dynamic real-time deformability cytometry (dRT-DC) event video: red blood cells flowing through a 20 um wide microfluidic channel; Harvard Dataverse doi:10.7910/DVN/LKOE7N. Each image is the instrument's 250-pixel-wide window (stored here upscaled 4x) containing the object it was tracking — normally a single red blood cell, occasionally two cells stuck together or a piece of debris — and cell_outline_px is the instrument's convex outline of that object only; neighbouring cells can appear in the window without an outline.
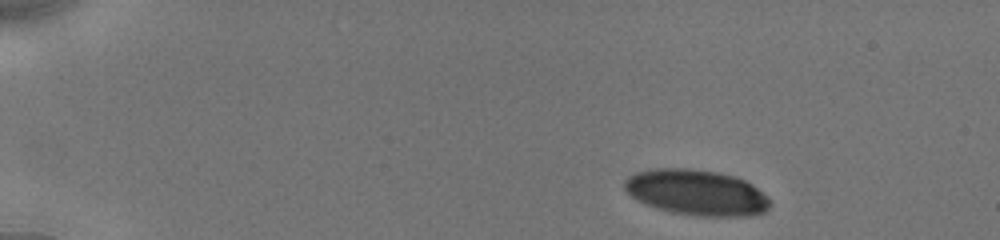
{"species": "human", "species_latin": "Homo sapiens", "temperature_condition": "cold", "stored_images_in_passage": 49, "camera_frame_rate_fps": 3000, "um_per_image_px": 0.085, "donor": {"sex": "male"}, "frame": {"image": 1, "passage_image": 1, "time_ms": 0.0, "image_size_px": [1000, 240], "cell_outline_px": [[768, 208], [764, 212], [748, 216], [696, 216], [672, 212], [656, 208], [644, 204], [636, 200], [624, 188], [624, 180], [628, 176], [636, 172], [652, 168], [688, 168], [716, 172], [736, 176], [752, 184], [768, 196]], "centroid_in_image_um": [59.17, 16.36], "position_along_channel_um": 25.8, "area_um2": 38.84}}
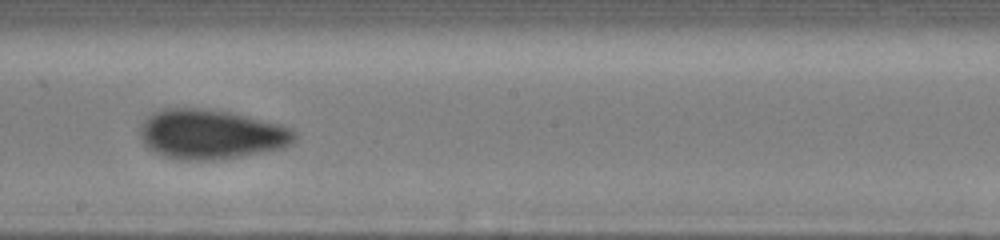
{"frame": {"image": 2, "passage_image": 29, "time_ms": 8.0, "image_size_px": [1000, 240], "cell_outline_px": [[296, 140], [292, 144], [284, 148], [220, 160], [180, 160], [164, 156], [148, 148], [144, 144], [140, 136], [140, 128], [144, 120], [152, 112], [164, 108], [204, 108], [228, 112], [248, 116], [280, 124], [292, 128], [296, 132]], "centroid_in_image_um": [17.95, 11.42], "position_along_channel_um": 230.2, "area_um2": 45.08}}
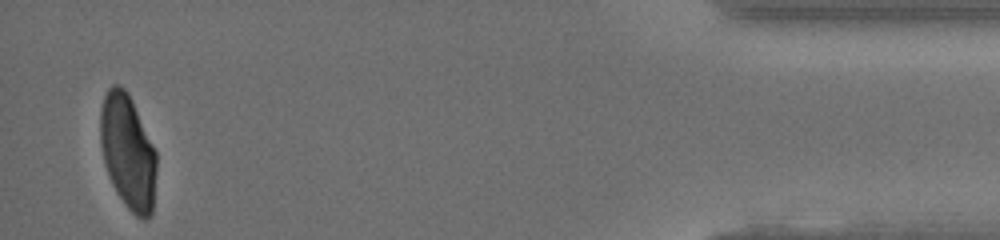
{"frame": {"image": 3, "passage_image": 49, "time_ms": 14.667, "image_size_px": [1000, 240], "cell_outline_px": [[156, 172], [152, 212], [144, 220], [136, 216], [124, 204], [116, 192], [112, 184], [104, 164], [100, 144], [100, 112], [104, 96], [108, 88], [112, 84], [120, 84], [128, 92], [156, 148]], "centroid_in_image_um": [10.86, 12.88], "position_along_channel_um": 424.3, "area_um2": 37.86}, "authors_computed_cell_mechanics": {"area_um2": 42.7142, "velocity_mm_per_s": 3.9059, "shape_relaxation_time_tau1_ms": 2.8433, "shape_relaxation_time_tau2_ms": 1.0699, "deformation_change_tau1": 0.1175, "deformation_change_tau2": 0.0455}}